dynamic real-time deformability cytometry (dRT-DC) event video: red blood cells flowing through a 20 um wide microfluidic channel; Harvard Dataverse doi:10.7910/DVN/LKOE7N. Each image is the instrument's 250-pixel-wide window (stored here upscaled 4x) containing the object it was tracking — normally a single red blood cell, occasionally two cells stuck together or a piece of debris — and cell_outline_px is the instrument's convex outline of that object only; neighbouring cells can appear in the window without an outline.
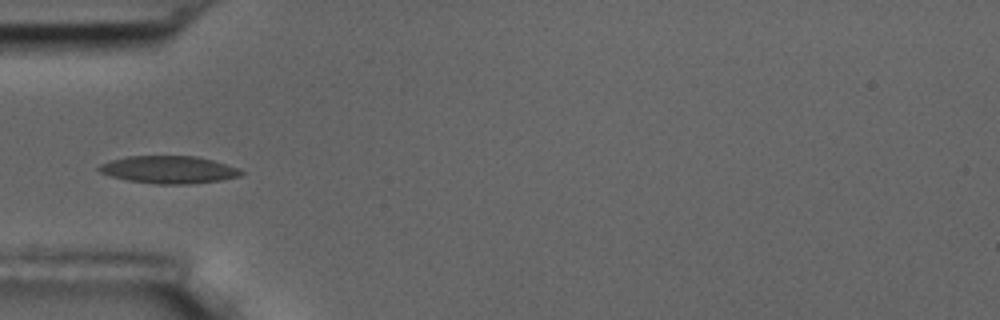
{"species": "common noctule bat (a hibernating species)", "species_latin": "Nyctalus noctula", "temperature_condition": "room temperature", "stored_images_in_passage": 5, "camera_frame_rate_fps": 3000, "um_per_image_px": 0.085, "animal": {"sex": "male", "body_mass_g": 17.5, "forearm_length_mm": 52.3}, "frame": {"image": 1, "passage_image": 5, "time_ms": 4.667, "image_size_px": [1000, 320], "cell_outline_px": [[244, 172], [240, 176], [220, 180], [188, 184], [156, 184], [128, 180], [112, 176], [100, 172], [96, 168], [100, 164], [112, 160], [128, 156], [196, 156], [212, 160], [240, 168]], "centroid_in_image_um": [14.36, 14.42], "position_along_channel_um": 70.6, "area_um2": 22.66}}